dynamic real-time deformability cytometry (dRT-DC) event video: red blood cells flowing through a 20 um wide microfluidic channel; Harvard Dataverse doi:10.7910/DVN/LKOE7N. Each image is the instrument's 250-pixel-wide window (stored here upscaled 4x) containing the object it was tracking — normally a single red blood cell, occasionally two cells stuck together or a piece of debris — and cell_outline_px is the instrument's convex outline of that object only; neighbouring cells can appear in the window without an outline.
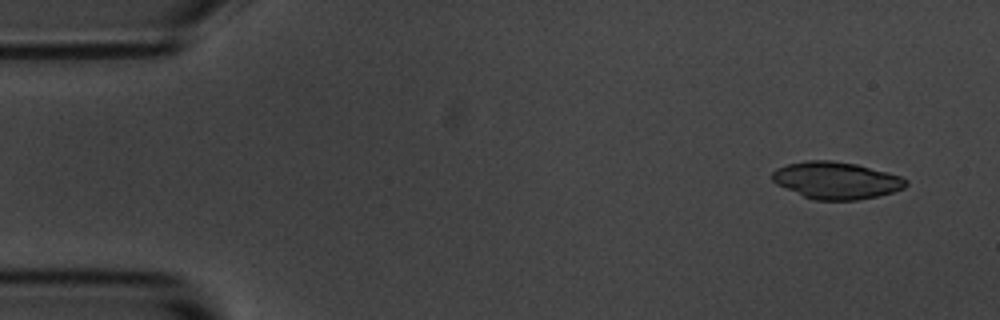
{"species": "common noctule bat (a hibernating species)", "species_latin": "Nyctalus noctula", "temperature_condition": "room temperature", "stored_images_in_passage": 3, "camera_frame_rate_fps": 3000, "um_per_image_px": 0.085, "animal": {"sex": "male", "body_mass_g": 20.1, "forearm_length_mm": 53.5}, "frame": {"image": 1, "passage_image": 1, "time_ms": 0.0, "image_size_px": [1000, 320], "cell_outline_px": [[908, 184], [904, 188], [892, 192], [876, 196], [856, 200], [812, 200], [776, 184], [772, 180], [772, 172], [776, 168], [788, 164], [808, 160], [832, 160], [856, 164], [900, 176], [908, 180]], "centroid_in_image_um": [71.06, 15.33], "position_along_channel_um": 13.9, "area_um2": 28.78}}